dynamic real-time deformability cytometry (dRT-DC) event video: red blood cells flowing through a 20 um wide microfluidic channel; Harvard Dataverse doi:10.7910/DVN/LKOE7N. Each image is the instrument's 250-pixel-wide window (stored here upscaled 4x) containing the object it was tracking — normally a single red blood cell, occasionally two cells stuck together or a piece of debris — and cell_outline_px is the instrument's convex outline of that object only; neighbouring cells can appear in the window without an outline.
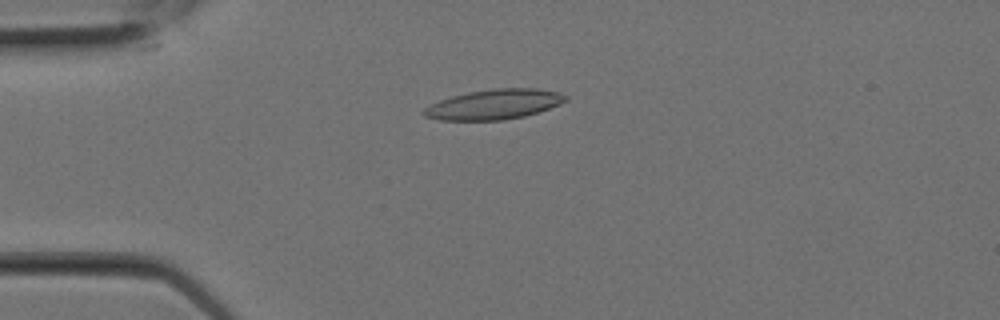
{"species": "Egyptian fruit bat (a non-hibernating species)", "species_latin": "Rousettus aegyptiacus", "temperature_condition": "room temperature", "stored_images_in_passage": 4, "camera_frame_rate_fps": 3000, "um_per_image_px": 0.085, "animal": {"sex": "female"}, "frame": {"image": 1, "passage_image": 3, "time_ms": 0.667, "image_size_px": [1000, 320], "cell_outline_px": [[568, 100], [560, 104], [524, 116], [504, 120], [440, 120], [424, 116], [420, 112], [424, 108], [440, 100], [452, 96], [468, 92], [492, 88], [536, 88], [556, 92], [568, 96]], "centroid_in_image_um": [41.98, 8.87], "position_along_channel_um": 43.0, "area_um2": 24.68}}